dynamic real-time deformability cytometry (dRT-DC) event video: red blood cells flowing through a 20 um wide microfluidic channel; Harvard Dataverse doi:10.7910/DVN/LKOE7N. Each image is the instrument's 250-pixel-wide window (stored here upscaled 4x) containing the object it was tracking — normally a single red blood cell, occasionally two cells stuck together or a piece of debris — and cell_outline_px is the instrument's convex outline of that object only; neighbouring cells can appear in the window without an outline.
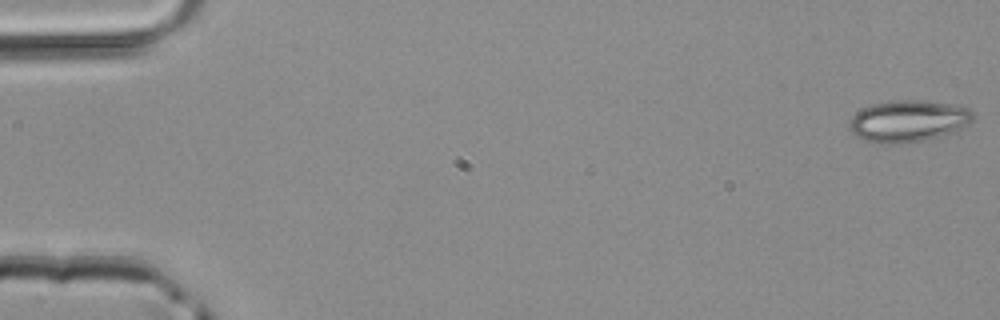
{"species": "common noctule bat (a hibernating species)", "species_latin": "Nyctalus noctula", "temperature_condition": "room temperature", "stored_images_in_passage": 3, "camera_frame_rate_fps": 3000, "um_per_image_px": 0.085, "animal": {"sex": "male", "body_mass_g": 20.4}, "frame": {"image": 1, "passage_image": 3, "time_ms": 0.667, "image_size_px": [1000, 320], "cell_outline_px": [[972, 120], [968, 124], [952, 132], [940, 136], [924, 140], [900, 144], [884, 144], [864, 140], [856, 136], [848, 128], [848, 124], [852, 116], [856, 112], [872, 104], [896, 100], [920, 100], [948, 104], [968, 108], [972, 112]], "centroid_in_image_um": [77.15, 10.3], "position_along_channel_um": 7.9, "area_um2": 29.88}}